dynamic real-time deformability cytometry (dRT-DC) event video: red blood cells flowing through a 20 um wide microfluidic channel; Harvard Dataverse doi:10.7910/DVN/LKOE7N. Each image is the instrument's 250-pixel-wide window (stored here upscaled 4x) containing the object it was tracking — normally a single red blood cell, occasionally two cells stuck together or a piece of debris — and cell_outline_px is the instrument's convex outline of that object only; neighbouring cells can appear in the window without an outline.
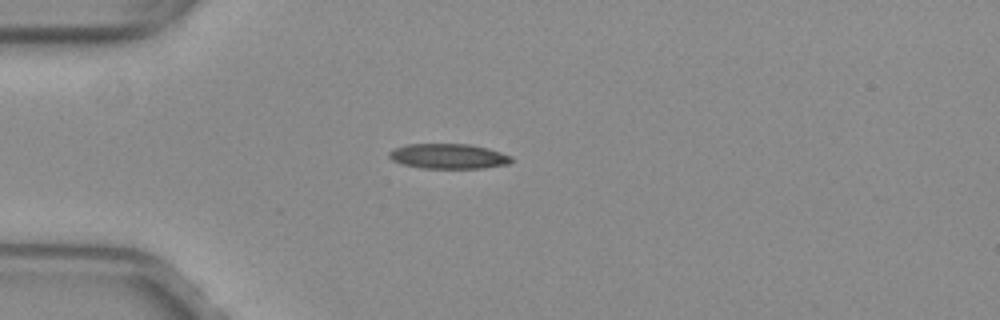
{"species": "common noctule bat (a hibernating species)", "species_latin": "Nyctalus noctula", "temperature_condition": "warm", "stored_images_in_passage": 14, "camera_frame_rate_fps": 3000, "um_per_image_px": 0.085, "animal": {"sex": "female", "body_mass_g": 29.2, "forearm_length_mm": 56.3}, "frame": {"image": 1, "passage_image": 1, "time_ms": 0.0, "image_size_px": [1000, 320], "cell_outline_px": [[512, 160], [508, 164], [484, 168], [420, 168], [400, 164], [392, 160], [388, 156], [388, 152], [392, 148], [408, 144], [468, 144], [488, 148], [512, 156]], "centroid_in_image_um": [38.07, 13.28], "position_along_channel_um": 46.9, "area_um2": 17.98}}
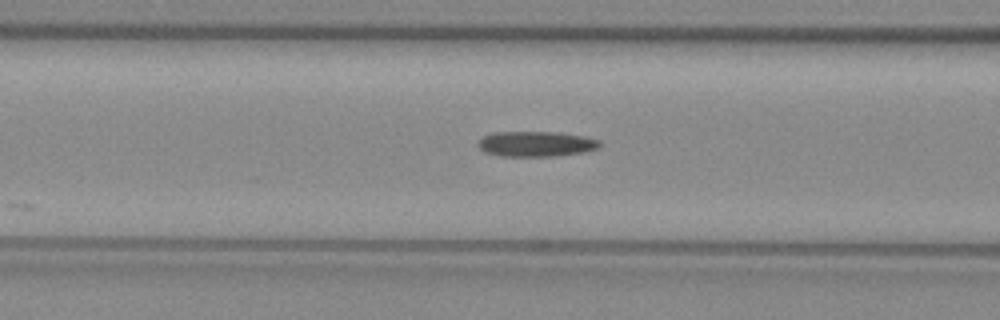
{"frame": {"image": 2, "passage_image": 8, "time_ms": 2.333, "image_size_px": [1000, 320], "cell_outline_px": [[600, 144], [596, 148], [584, 152], [556, 156], [500, 156], [484, 152], [476, 144], [484, 136], [492, 132], [560, 132], [584, 136], [600, 140]], "centroid_in_image_um": [45.54, 12.23], "position_along_channel_um": 121.1, "area_um2": 17.98}}
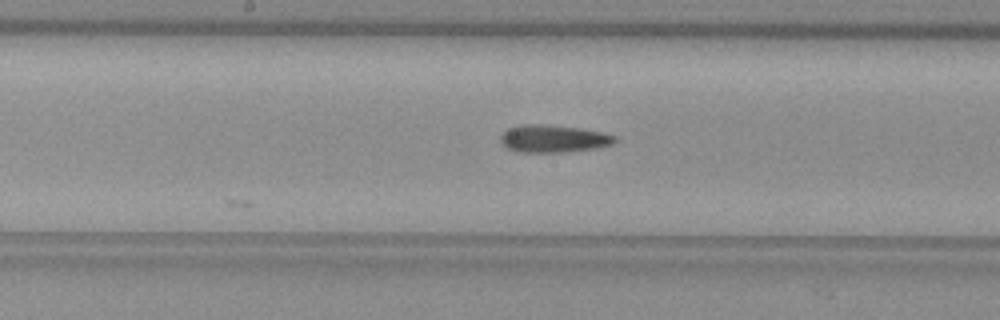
{"frame": {"image": 3, "passage_image": 14, "time_ms": 4.333, "image_size_px": [1000, 320], "cell_outline_px": [[616, 140], [612, 144], [596, 148], [568, 152], [516, 152], [500, 144], [500, 136], [508, 128], [528, 124], [540, 124], [580, 128], [604, 132], [616, 136]], "centroid_in_image_um": [47.04, 11.79], "position_along_channel_um": 201.2, "area_um2": 18.38}}